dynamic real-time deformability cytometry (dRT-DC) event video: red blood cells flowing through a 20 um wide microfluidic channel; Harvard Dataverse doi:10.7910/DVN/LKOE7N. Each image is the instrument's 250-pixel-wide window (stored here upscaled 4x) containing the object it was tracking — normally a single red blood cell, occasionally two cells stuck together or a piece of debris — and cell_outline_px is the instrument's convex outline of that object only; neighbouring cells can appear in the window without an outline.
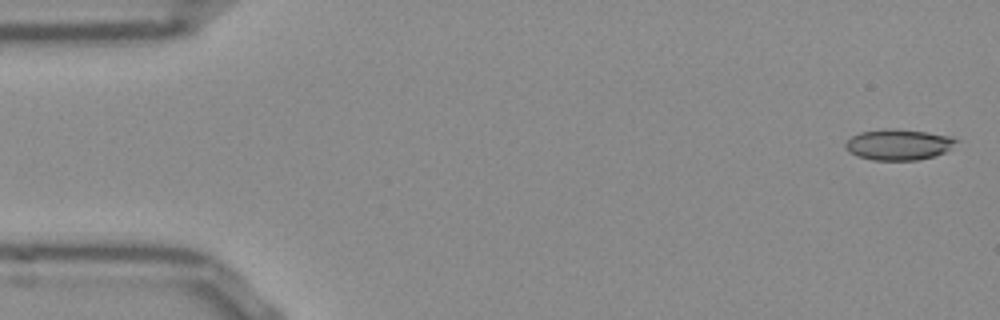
{"species": "Egyptian fruit bat (a non-hibernating species)", "species_latin": "Rousettus aegyptiacus", "temperature_condition": "room temperature", "stored_images_in_passage": 53, "camera_frame_rate_fps": 3000, "um_per_image_px": 0.085, "frame": {"image": 1, "passage_image": 2, "time_ms": 0.333, "image_size_px": [1000, 320], "cell_outline_px": [[960, 140], [948, 152], [936, 156], [916, 160], [872, 160], [856, 156], [848, 152], [844, 144], [852, 136], [860, 132], [888, 128], [892, 128], [924, 132], [952, 136]], "centroid_in_image_um": [76.41, 12.3], "position_along_channel_um": 8.6, "area_um2": 20.17}}
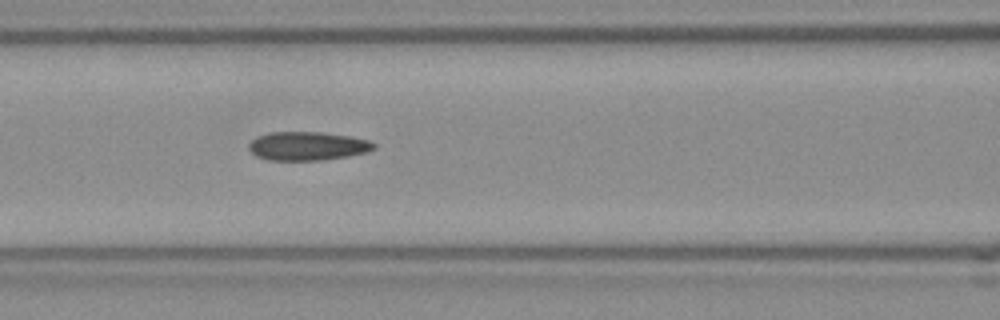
{"frame": {"image": 2, "passage_image": 22, "time_ms": 7.0, "image_size_px": [1000, 320], "cell_outline_px": [[376, 148], [364, 152], [348, 156], [320, 160], [268, 160], [256, 156], [248, 148], [248, 144], [256, 136], [268, 132], [320, 132], [352, 136], [368, 140], [376, 144]], "centroid_in_image_um": [26.11, 12.4], "position_along_channel_um": 140.5, "area_um2": 20.92}}
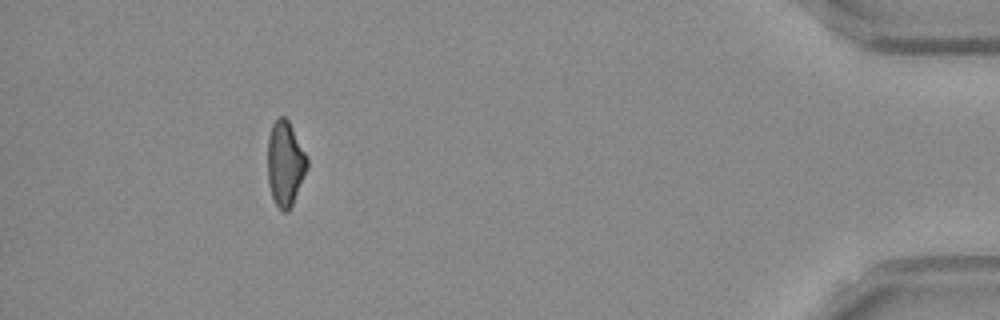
{"frame": {"image": 3, "passage_image": 48, "time_ms": 15.667, "image_size_px": [1000, 320], "cell_outline_px": [[308, 168], [292, 204], [288, 212], [284, 212], [276, 204], [272, 196], [268, 184], [268, 136], [272, 124], [280, 116], [284, 116], [288, 120], [308, 160]], "centroid_in_image_um": [24.23, 13.91], "position_along_channel_um": 411.0, "area_um2": 19.25}, "authors_computed_cell_mechanics": {"area_um2": 20.4612, "velocity_mm_per_s": 3.8744, "shape_relaxation_time_tau1_ms": null, "shape_relaxation_time_tau2_ms": 2.8154, "deformation_change_tau1": null, "deformation_change_tau2": 0.1174}}